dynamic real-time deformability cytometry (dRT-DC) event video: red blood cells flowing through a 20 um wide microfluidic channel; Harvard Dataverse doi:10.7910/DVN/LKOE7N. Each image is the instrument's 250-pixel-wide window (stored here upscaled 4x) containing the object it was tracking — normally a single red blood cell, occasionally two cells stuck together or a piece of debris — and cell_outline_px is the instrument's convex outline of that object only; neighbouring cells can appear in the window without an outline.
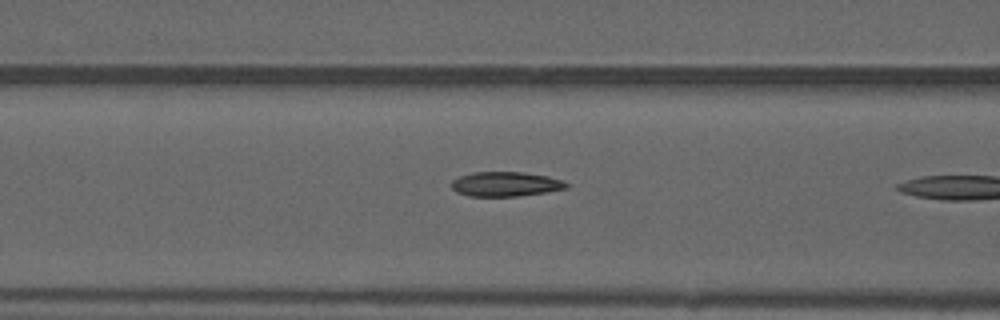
{"species": "common noctule bat (a hibernating species)", "species_latin": "Nyctalus noctula", "temperature_condition": "warm", "stored_images_in_passage": 18, "camera_frame_rate_fps": 3000, "um_per_image_px": 0.085, "animal": {"sex": "male", "forearm_length_mm": 52.5}, "frame": {"image": 1, "passage_image": 13, "time_ms": 4.0, "image_size_px": [1000, 320], "cell_outline_px": [[568, 188], [520, 196], [468, 196], [456, 192], [452, 188], [452, 180], [460, 176], [472, 172], [524, 172], [548, 176], [564, 180], [568, 184]], "centroid_in_image_um": [42.98, 15.64], "position_along_channel_um": 123.6, "area_um2": 16.53}}
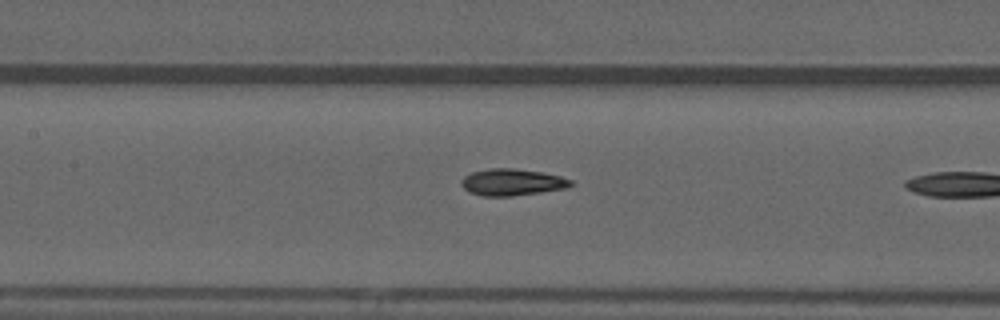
{"frame": {"image": 2, "passage_image": 16, "time_ms": 5.0, "image_size_px": [1000, 320], "cell_outline_px": [[576, 184], [568, 188], [512, 196], [484, 196], [468, 192], [460, 184], [460, 180], [464, 176], [472, 172], [488, 168], [512, 168], [540, 172], [560, 176], [572, 180]], "centroid_in_image_um": [43.53, 15.49], "position_along_channel_um": 163.9, "area_um2": 17.17}}